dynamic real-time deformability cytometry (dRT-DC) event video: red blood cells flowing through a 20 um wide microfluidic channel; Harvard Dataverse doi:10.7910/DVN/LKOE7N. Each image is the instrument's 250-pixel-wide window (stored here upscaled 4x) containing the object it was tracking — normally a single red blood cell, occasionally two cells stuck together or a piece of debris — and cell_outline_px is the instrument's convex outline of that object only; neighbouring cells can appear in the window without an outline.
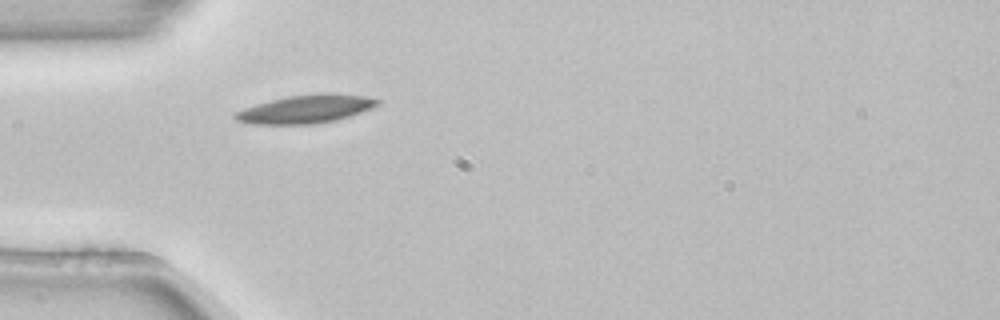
{"species": "common noctule bat (a hibernating species)", "species_latin": "Nyctalus noctula", "temperature_condition": "room temperature", "stored_images_in_passage": 1, "camera_frame_rate_fps": 3000, "um_per_image_px": 0.085, "animal": {"sex": "female", "body_mass_g": 22.7, "forearm_length_mm": 54.2}, "frame": {"image": 1, "passage_image": 1, "time_ms": 0.0, "image_size_px": [1000, 320], "cell_outline_px": [[380, 104], [372, 108], [336, 120], [312, 124], [252, 124], [236, 120], [232, 116], [232, 112], [256, 104], [288, 96], [320, 92], [328, 92], [364, 96], [380, 100]], "centroid_in_image_um": [25.97, 9.26], "position_along_channel_um": 59.0, "area_um2": 23.52}}